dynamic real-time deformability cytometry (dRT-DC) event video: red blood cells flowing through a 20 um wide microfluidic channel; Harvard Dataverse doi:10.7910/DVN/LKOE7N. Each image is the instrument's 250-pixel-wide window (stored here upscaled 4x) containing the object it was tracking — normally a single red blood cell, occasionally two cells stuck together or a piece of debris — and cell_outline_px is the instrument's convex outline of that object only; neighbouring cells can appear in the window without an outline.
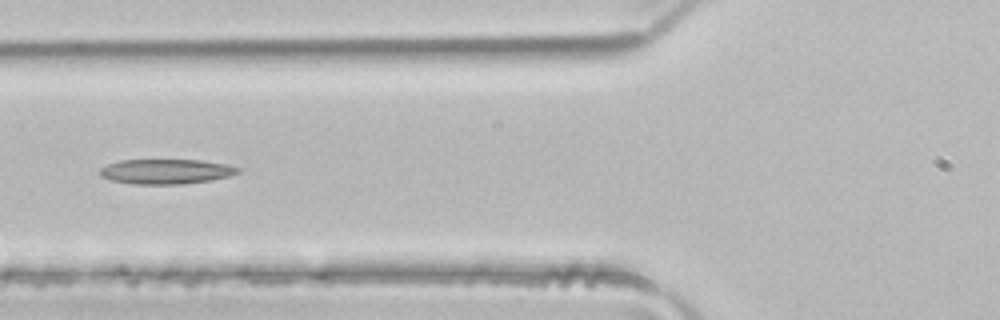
{"species": "common noctule bat (a hibernating species)", "species_latin": "Nyctalus noctula", "temperature_condition": "room temperature", "stored_images_in_passage": 3, "camera_frame_rate_fps": 3000, "um_per_image_px": 0.085, "animal": {"sex": "male", "body_mass_g": 21.5, "forearm_length_mm": 52.0}, "frame": {"image": 1, "passage_image": 3, "time_ms": 0.667, "image_size_px": [1000, 320], "cell_outline_px": [[240, 172], [228, 176], [212, 180], [180, 184], [132, 184], [112, 180], [100, 176], [100, 168], [108, 164], [120, 160], [200, 160], [228, 164], [240, 168]], "centroid_in_image_um": [14.12, 14.57], "position_along_channel_um": 111.7, "area_um2": 20.0}}